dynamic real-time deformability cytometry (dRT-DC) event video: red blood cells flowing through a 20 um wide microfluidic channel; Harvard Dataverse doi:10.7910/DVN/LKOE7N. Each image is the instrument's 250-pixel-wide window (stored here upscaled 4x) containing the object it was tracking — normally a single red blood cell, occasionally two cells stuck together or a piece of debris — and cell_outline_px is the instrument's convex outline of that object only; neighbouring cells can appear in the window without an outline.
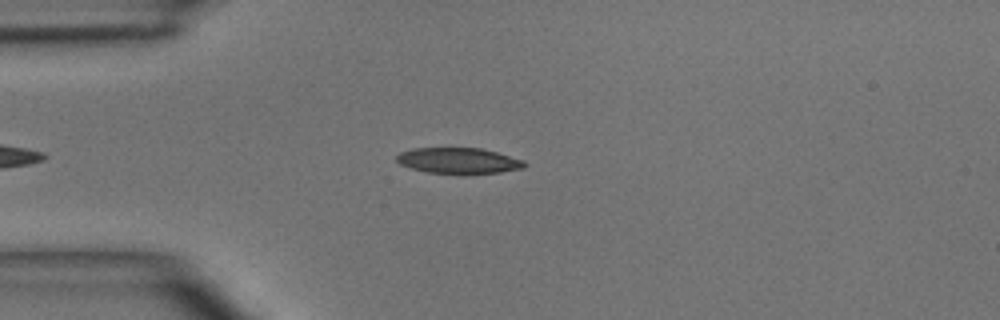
{"species": "common noctule bat (a hibernating species)", "species_latin": "Nyctalus noctula", "temperature_condition": "room temperature", "stored_images_in_passage": 5, "camera_frame_rate_fps": 3000, "um_per_image_px": 0.085, "animal": {"sex": "male", "body_mass_g": 15.6}, "frame": {"image": 1, "passage_image": 4, "time_ms": 3.667, "image_size_px": [1000, 320], "cell_outline_px": [[528, 164], [524, 168], [500, 172], [464, 176], [428, 172], [412, 168], [400, 164], [396, 160], [396, 156], [400, 152], [412, 148], [480, 148], [496, 152], [524, 160]], "centroid_in_image_um": [39.0, 13.69], "position_along_channel_um": 46.0, "area_um2": 19.77}}